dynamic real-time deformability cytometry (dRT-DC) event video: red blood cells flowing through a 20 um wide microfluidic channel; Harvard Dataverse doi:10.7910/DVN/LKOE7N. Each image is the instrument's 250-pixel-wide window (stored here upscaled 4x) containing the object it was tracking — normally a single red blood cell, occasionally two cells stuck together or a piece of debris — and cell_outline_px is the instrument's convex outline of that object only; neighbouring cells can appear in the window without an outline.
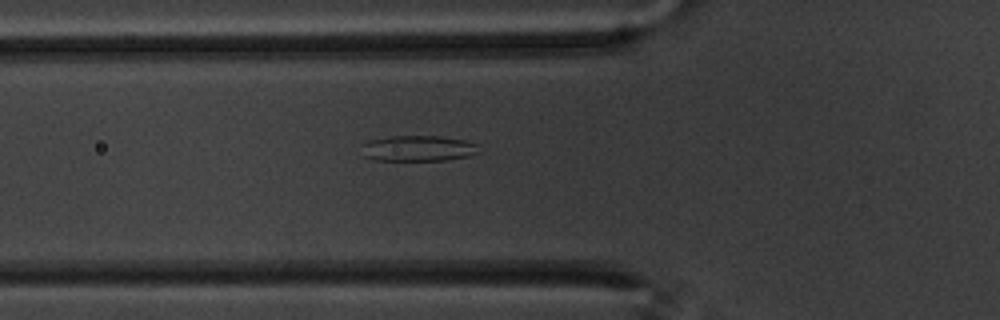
{"species": "common noctule bat (a hibernating species)", "species_latin": "Nyctalus noctula", "temperature_condition": "warm", "stored_images_in_passage": 39, "camera_frame_rate_fps": 3000, "um_per_image_px": 0.085, "animal": {"sex": "male", "body_mass_g": 20.1, "forearm_length_mm": 53.5}, "frame": {"image": 1, "passage_image": 2, "time_ms": 0.333, "image_size_px": [1000, 320], "cell_outline_px": [[480, 152], [468, 156], [448, 160], [376, 160], [364, 156], [360, 144], [368, 140], [388, 136], [440, 136], [464, 140], [480, 144]], "centroid_in_image_um": [35.55, 12.6], "position_along_channel_um": 90.2, "area_um2": 17.86}}
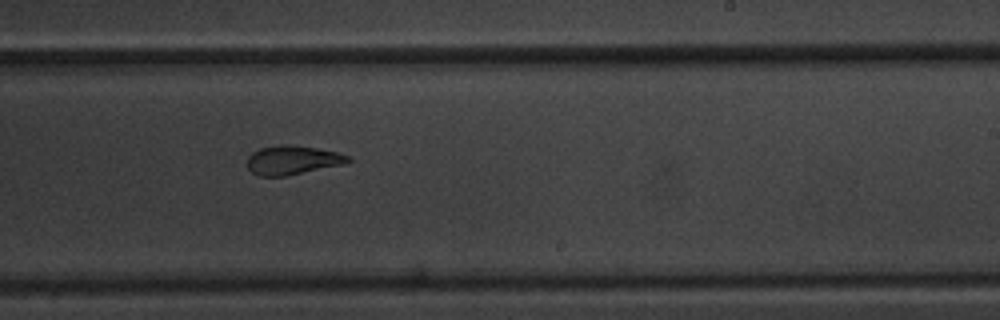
{"frame": {"image": 2, "passage_image": 17, "time_ms": 5.333, "image_size_px": [1000, 320], "cell_outline_px": [[352, 160], [344, 164], [288, 176], [260, 176], [252, 172], [248, 168], [248, 156], [252, 152], [260, 148], [316, 148], [336, 152], [348, 156]], "centroid_in_image_um": [24.88, 13.68], "position_along_channel_um": 264.1, "area_um2": 16.13}}
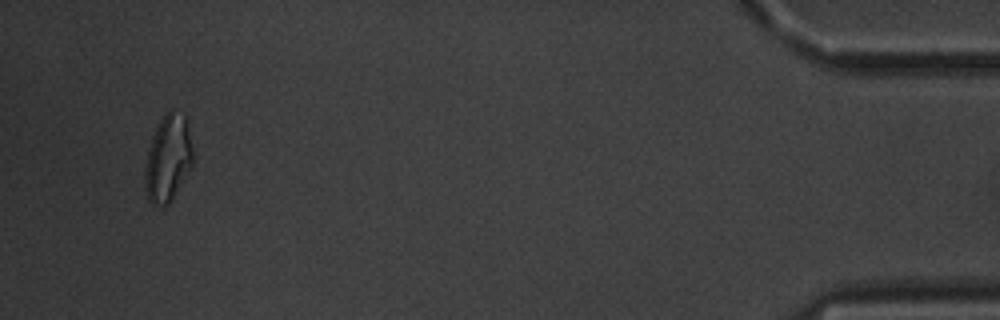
{"frame": {"image": 3, "passage_image": 37, "time_ms": 12.0, "image_size_px": [1000, 320], "cell_outline_px": [[196, 160], [192, 168], [172, 200], [168, 204], [152, 204], [148, 200], [144, 188], [144, 172], [148, 152], [156, 128], [160, 120], [172, 108], [184, 116], [188, 120]], "centroid_in_image_um": [14.34, 13.47], "position_along_channel_um": 420.9, "area_um2": 24.74}}